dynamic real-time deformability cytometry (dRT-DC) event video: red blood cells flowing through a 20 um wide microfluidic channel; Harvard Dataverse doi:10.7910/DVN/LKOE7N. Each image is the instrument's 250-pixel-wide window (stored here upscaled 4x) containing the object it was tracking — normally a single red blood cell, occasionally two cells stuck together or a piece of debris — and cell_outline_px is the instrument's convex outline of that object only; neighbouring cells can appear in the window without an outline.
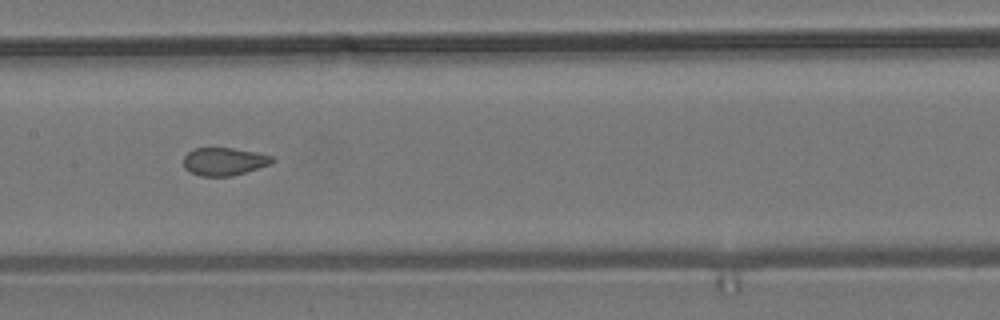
{"species": "common noctule bat (a hibernating species)", "species_latin": "Nyctalus noctula", "temperature_condition": "room temperature", "stored_images_in_passage": 12, "camera_frame_rate_fps": 3000, "um_per_image_px": 0.085, "animal": {"sex": "male", "body_mass_g": 19.2, "forearm_length_mm": 51.8}, "frame": {"image": 1, "passage_image": 6, "time_ms": 1.667, "image_size_px": [1000, 320], "cell_outline_px": [[276, 160], [268, 164], [232, 176], [200, 176], [184, 168], [184, 156], [192, 148], [232, 148], [256, 152], [272, 156]], "centroid_in_image_um": [19.02, 13.71], "position_along_channel_um": 188.4, "area_um2": 14.22}}
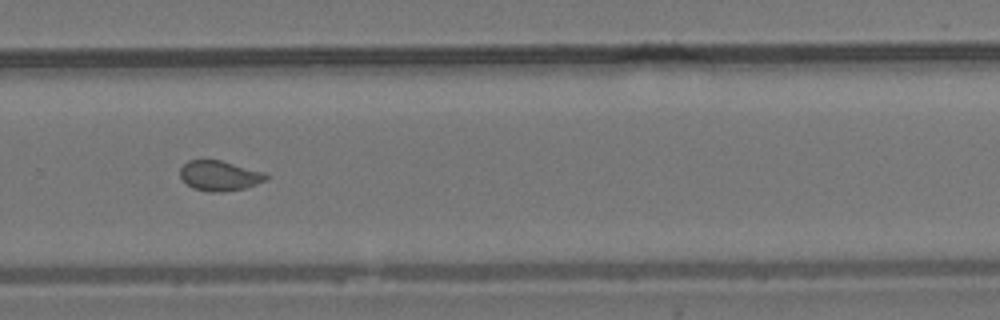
{"frame": {"image": 2, "passage_image": 9, "time_ms": 2.667, "image_size_px": [1000, 320], "cell_outline_px": [[268, 180], [244, 188], [220, 192], [208, 192], [192, 188], [180, 176], [180, 168], [188, 160], [220, 160], [264, 172], [268, 176]], "centroid_in_image_um": [18.66, 14.94], "position_along_channel_um": 311.1, "area_um2": 14.97}}
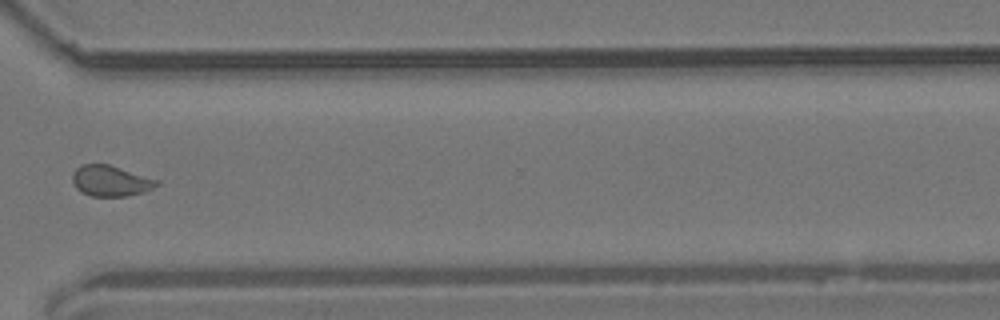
{"frame": {"image": 3, "passage_image": 10, "time_ms": 3.0, "image_size_px": [1000, 320], "cell_outline_px": [[160, 184], [144, 192], [128, 196], [92, 196], [80, 192], [76, 188], [72, 180], [72, 172], [80, 164], [108, 164], [160, 180]], "centroid_in_image_um": [9.39, 15.37], "position_along_channel_um": 361.2, "area_um2": 15.26}}